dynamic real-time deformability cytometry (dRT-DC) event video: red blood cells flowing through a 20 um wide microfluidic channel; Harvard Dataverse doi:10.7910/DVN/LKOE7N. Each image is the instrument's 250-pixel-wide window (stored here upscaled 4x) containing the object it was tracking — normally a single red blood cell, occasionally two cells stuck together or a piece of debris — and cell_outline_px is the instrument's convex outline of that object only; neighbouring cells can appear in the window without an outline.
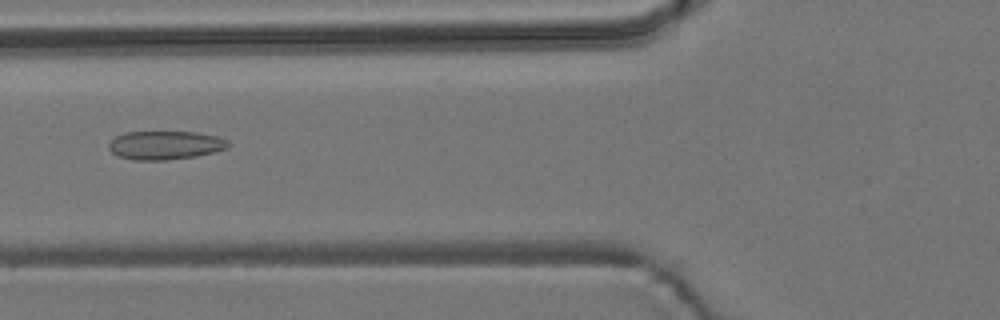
{"species": "common noctule bat (a hibernating species)", "species_latin": "Nyctalus noctula", "temperature_condition": "room temperature", "stored_images_in_passage": 5, "camera_frame_rate_fps": 3000, "um_per_image_px": 0.085, "animal": {"sex": "male", "body_mass_g": 19.2, "forearm_length_mm": 51.8}, "frame": {"image": 1, "passage_image": 5, "time_ms": 6.0, "image_size_px": [1000, 320], "cell_outline_px": [[232, 144], [228, 148], [196, 156], [168, 160], [136, 160], [116, 156], [108, 148], [108, 144], [116, 136], [124, 132], [196, 132], [216, 136], [228, 140]], "centroid_in_image_um": [14.04, 12.34], "position_along_channel_um": 111.8, "area_um2": 20.0}}